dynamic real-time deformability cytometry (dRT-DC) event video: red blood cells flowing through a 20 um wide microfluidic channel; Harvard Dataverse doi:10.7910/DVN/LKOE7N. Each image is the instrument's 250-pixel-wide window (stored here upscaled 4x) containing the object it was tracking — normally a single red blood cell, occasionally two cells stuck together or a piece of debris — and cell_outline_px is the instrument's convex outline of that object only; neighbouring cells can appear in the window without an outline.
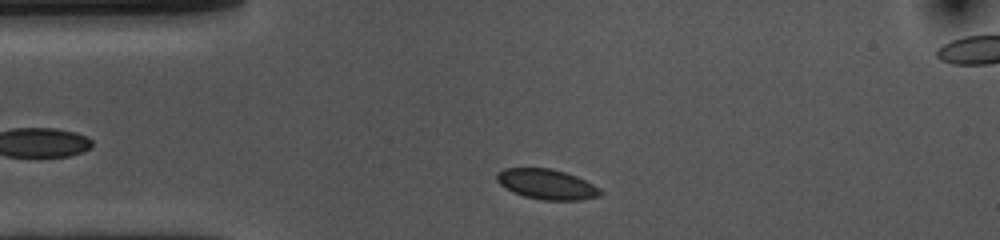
{"species": "common noctule bat (a hibernating species)", "species_latin": "Nyctalus noctula", "temperature_condition": "cold", "stored_images_in_passage": 35, "camera_frame_rate_fps": 3000, "um_per_image_px": 0.085, "animal": {"sex": "female", "body_mass_g": 10.0, "forearm_length_mm": 53.1}, "frame": {"image": 1, "passage_image": 3, "time_ms": 0.667, "image_size_px": [1000, 240], "cell_outline_px": [[604, 192], [600, 196], [580, 200], [544, 200], [524, 196], [512, 192], [500, 184], [496, 180], [496, 172], [504, 168], [552, 168], [576, 176], [600, 188]], "centroid_in_image_um": [46.46, 15.66], "position_along_channel_um": 38.5, "area_um2": 18.26}}
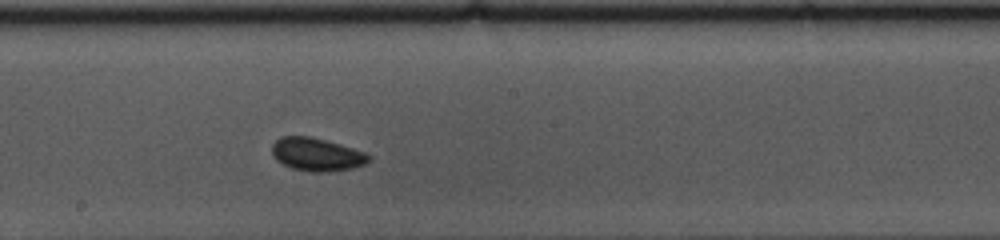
{"frame": {"image": 2, "passage_image": 20, "time_ms": 6.333, "image_size_px": [1000, 240], "cell_outline_px": [[372, 156], [364, 164], [352, 168], [328, 172], [312, 172], [292, 168], [276, 160], [272, 156], [272, 144], [280, 136], [308, 136], [340, 144], [364, 152]], "centroid_in_image_um": [26.89, 13.13], "position_along_channel_um": 221.3, "area_um2": 18.55}}
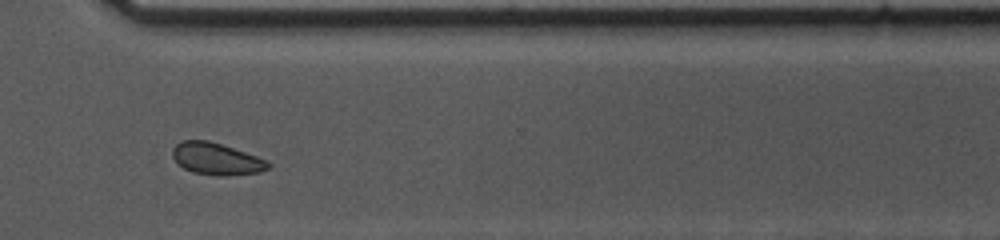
{"frame": {"image": 3, "passage_image": 31, "time_ms": 10.0, "image_size_px": [1000, 240], "cell_outline_px": [[272, 164], [268, 168], [260, 172], [228, 176], [192, 172], [184, 168], [172, 156], [172, 148], [176, 144], [184, 140], [208, 140], [268, 160]], "centroid_in_image_um": [18.41, 13.5], "position_along_channel_um": 352.2, "area_um2": 17.57}, "authors_computed_cell_mechanics": {"area_um2": 18.0336, "velocity_mm_per_s": 3.568, "shape_relaxation_time_tau1_ms": null, "shape_relaxation_time_tau2_ms": 2.6522, "deformation_change_tau1": null, "deformation_change_tau2": 0.0589}}